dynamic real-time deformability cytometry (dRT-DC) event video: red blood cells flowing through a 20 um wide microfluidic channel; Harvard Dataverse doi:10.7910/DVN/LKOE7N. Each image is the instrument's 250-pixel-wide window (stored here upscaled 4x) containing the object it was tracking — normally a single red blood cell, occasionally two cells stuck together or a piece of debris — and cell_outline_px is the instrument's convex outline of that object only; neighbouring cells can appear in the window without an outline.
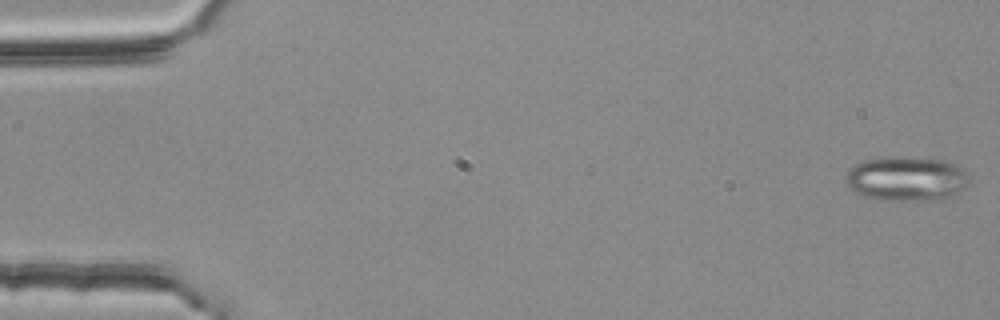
{"species": "common noctule bat (a hibernating species)", "species_latin": "Nyctalus noctula", "temperature_condition": "room temperature", "stored_images_in_passage": 48, "camera_frame_rate_fps": 3000, "um_per_image_px": 0.085, "animal": {"sex": "female", "body_mass_g": 25.1}, "frame": {"image": 1, "passage_image": 1, "time_ms": 0.0, "image_size_px": [1000, 320], "cell_outline_px": [[968, 184], [964, 188], [956, 192], [944, 196], [904, 200], [876, 200], [864, 196], [848, 188], [844, 176], [856, 164], [864, 160], [892, 156], [896, 156], [948, 160], [960, 168], [968, 176]], "centroid_in_image_um": [76.97, 15.15], "position_along_channel_um": 8.0, "area_um2": 31.39}}
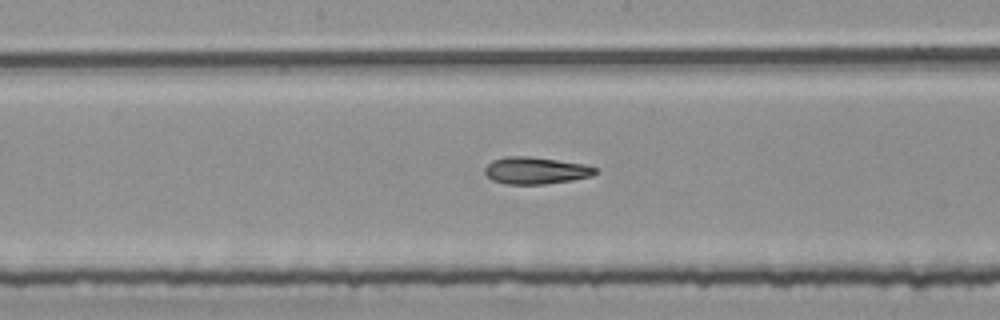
{"frame": {"image": 2, "passage_image": 28, "time_ms": 9.0, "image_size_px": [1000, 320], "cell_outline_px": [[596, 172], [592, 176], [572, 180], [544, 184], [504, 184], [492, 180], [484, 172], [484, 168], [492, 160], [504, 156], [528, 156], [584, 164], [596, 168]], "centroid_in_image_um": [45.49, 14.49], "position_along_channel_um": 202.7, "area_um2": 17.34}}
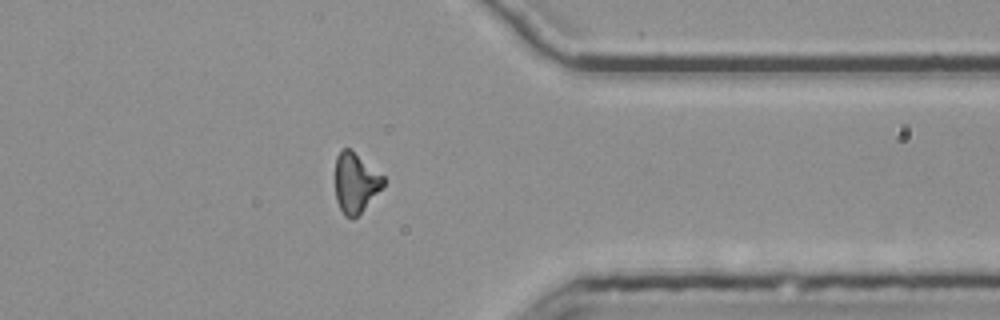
{"frame": {"image": 3, "passage_image": 43, "time_ms": 14.0, "image_size_px": [1000, 320], "cell_outline_px": [[384, 184], [364, 208], [352, 220], [344, 216], [336, 200], [336, 156], [340, 148], [348, 148], [384, 176]], "centroid_in_image_um": [30.19, 15.54], "position_along_channel_um": 381.2, "area_um2": 16.42}, "authors_computed_cell_mechanics": {"area_um2": 17.7735, "velocity_mm_per_s": 3.7996, "shape_relaxation_time_tau1_ms": 10.676, "shape_relaxation_time_tau2_ms": 4.8893, "deformation_change_tau1": 0.2432, "deformation_change_tau2": 0.1335}}